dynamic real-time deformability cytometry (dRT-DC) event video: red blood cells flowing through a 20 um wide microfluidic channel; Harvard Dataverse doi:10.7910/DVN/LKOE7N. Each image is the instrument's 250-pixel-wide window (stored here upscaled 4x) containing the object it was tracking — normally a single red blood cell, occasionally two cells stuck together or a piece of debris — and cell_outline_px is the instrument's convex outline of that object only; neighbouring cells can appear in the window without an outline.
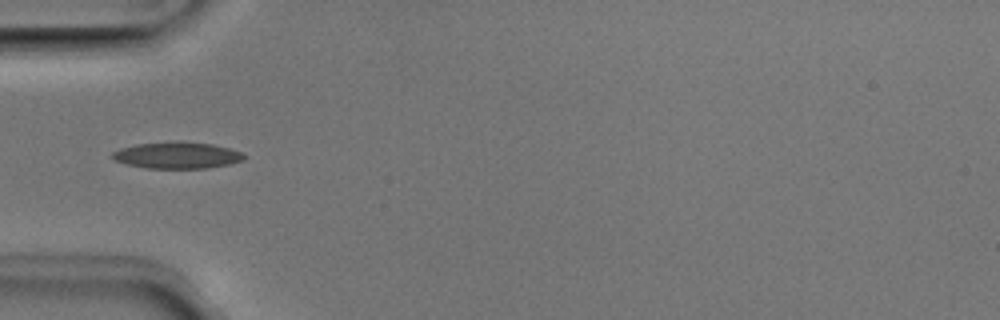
{"species": "Egyptian fruit bat (a non-hibernating species)", "species_latin": "Rousettus aegyptiacus", "temperature_condition": "room temperature", "stored_images_in_passage": 3, "camera_frame_rate_fps": 3000, "um_per_image_px": 0.085, "animal": {"sex": "male"}, "frame": {"image": 1, "passage_image": 1, "time_ms": 0.0, "image_size_px": [1000, 320], "cell_outline_px": [[244, 160], [228, 164], [208, 168], [148, 168], [128, 164], [116, 160], [108, 156], [112, 152], [120, 148], [136, 144], [180, 140], [212, 144], [228, 148], [240, 152], [244, 156]], "centroid_in_image_um": [15.02, 13.18], "position_along_channel_um": 70.0, "area_um2": 20.4}}